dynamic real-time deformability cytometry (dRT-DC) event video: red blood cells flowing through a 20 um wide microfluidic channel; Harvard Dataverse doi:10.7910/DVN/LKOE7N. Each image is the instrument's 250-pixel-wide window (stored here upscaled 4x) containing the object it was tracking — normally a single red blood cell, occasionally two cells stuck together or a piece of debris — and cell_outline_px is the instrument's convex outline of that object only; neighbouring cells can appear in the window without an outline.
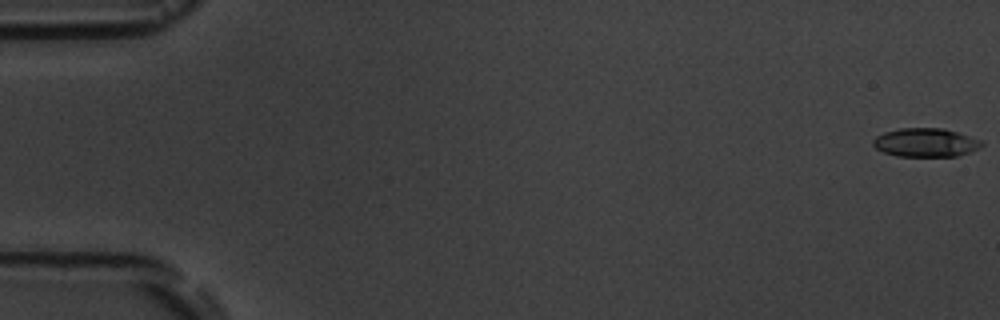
{"species": "common noctule bat (a hibernating species)", "species_latin": "Nyctalus noctula", "temperature_condition": "room temperature", "stored_images_in_passage": 6, "camera_frame_rate_fps": 3000, "um_per_image_px": 0.085, "animal": {"sex": "male", "body_mass_g": 19.5, "forearm_length_mm": 54.6}, "frame": {"image": 1, "passage_image": 1, "time_ms": 0.0, "image_size_px": [1000, 320], "cell_outline_px": [[984, 144], [968, 152], [956, 156], [896, 156], [884, 152], [876, 148], [872, 144], [872, 140], [876, 136], [884, 132], [900, 128], [944, 128], [980, 140]], "centroid_in_image_um": [78.62, 12.11], "position_along_channel_um": 6.4, "area_um2": 17.92}}
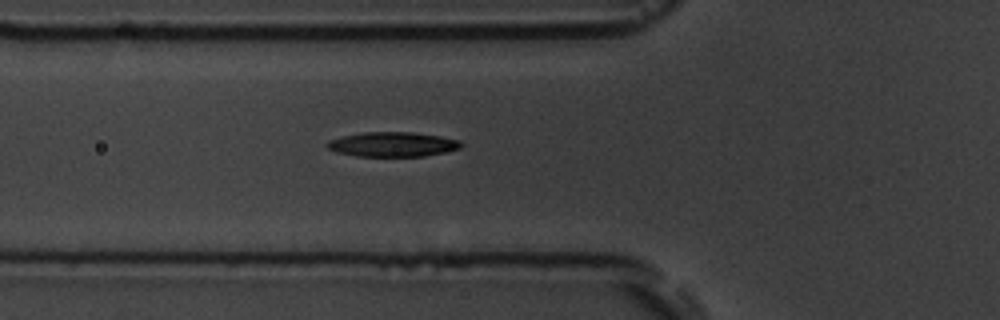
{"frame": {"image": 2, "passage_image": 6, "time_ms": 6.667, "image_size_px": [1000, 320], "cell_outline_px": [[464, 144], [460, 148], [444, 152], [424, 156], [356, 156], [336, 152], [328, 148], [324, 144], [328, 140], [340, 136], [364, 132], [412, 132], [440, 136], [460, 140]], "centroid_in_image_um": [33.34, 12.26], "position_along_channel_um": 92.5, "area_um2": 19.36}}